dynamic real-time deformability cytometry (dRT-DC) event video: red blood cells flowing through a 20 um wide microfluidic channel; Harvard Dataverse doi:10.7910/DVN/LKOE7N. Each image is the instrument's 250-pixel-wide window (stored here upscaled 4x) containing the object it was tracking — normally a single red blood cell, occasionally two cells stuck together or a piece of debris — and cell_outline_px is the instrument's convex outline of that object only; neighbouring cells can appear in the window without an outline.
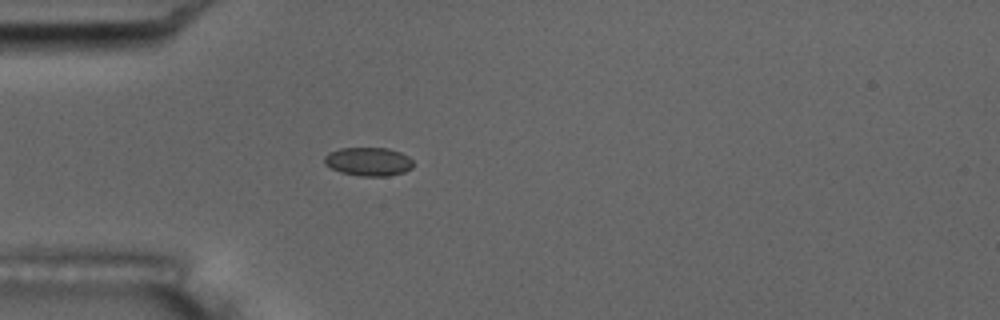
{"species": "common noctule bat (a hibernating species)", "species_latin": "Nyctalus noctula", "temperature_condition": "room temperature", "stored_images_in_passage": 4, "camera_frame_rate_fps": 3000, "um_per_image_px": 0.085, "animal": {"sex": "male", "body_mass_g": 17.5, "forearm_length_mm": 52.3}, "frame": {"image": 1, "passage_image": 4, "time_ms": 3.667, "image_size_px": [1000, 320], "cell_outline_px": [[412, 168], [404, 172], [388, 176], [360, 176], [340, 172], [324, 164], [324, 156], [328, 152], [340, 148], [388, 148], [400, 152], [408, 156], [412, 160]], "centroid_in_image_um": [31.3, 13.73], "position_along_channel_um": 53.7, "area_um2": 14.85}}